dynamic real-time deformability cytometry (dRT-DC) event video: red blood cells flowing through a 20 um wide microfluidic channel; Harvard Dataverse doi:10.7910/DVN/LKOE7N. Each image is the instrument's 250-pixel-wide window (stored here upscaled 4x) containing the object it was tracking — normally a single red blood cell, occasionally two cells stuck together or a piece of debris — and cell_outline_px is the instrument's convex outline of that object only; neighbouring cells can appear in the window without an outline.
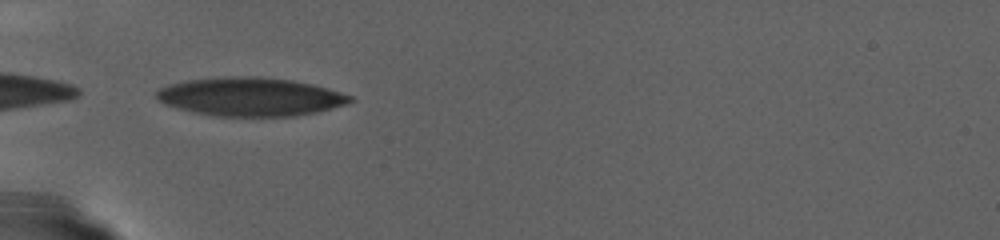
{"species": "human", "species_latin": "Homo sapiens", "temperature_condition": "warm", "stored_images_in_passage": 64, "camera_frame_rate_fps": 3000, "um_per_image_px": 0.085, "donor": {"sex": "female"}, "frame": {"image": 1, "passage_image": 1, "time_ms": 0.0, "image_size_px": [1000, 240], "cell_outline_px": [[356, 100], [348, 104], [316, 112], [296, 116], [212, 116], [192, 112], [176, 108], [164, 104], [156, 96], [156, 92], [160, 88], [168, 84], [188, 80], [232, 76], [260, 76], [292, 80], [312, 84], [328, 88], [352, 96]], "centroid_in_image_um": [21.3, 8.23], "position_along_channel_um": 63.7, "area_um2": 43.7}}
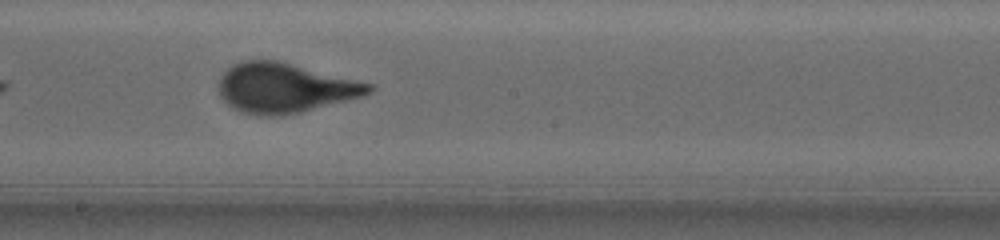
{"frame": {"image": 2, "passage_image": 25, "time_ms": 8.0, "image_size_px": [1000, 240], "cell_outline_px": [[376, 88], [372, 92], [364, 96], [300, 112], [280, 116], [256, 116], [240, 112], [232, 108], [220, 96], [220, 76], [228, 68], [244, 60], [276, 60], [372, 84]], "centroid_in_image_um": [24.2, 7.49], "position_along_channel_um": 224.0, "area_um2": 43.23}}
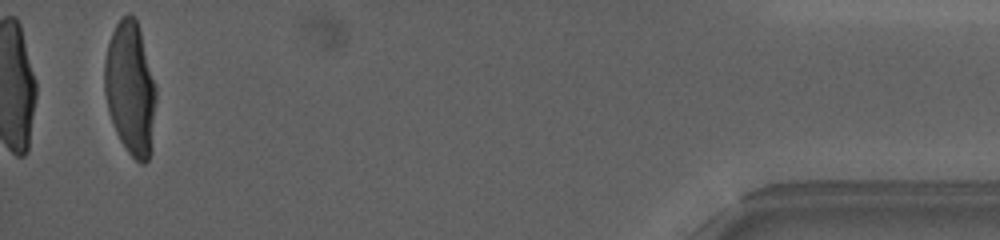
{"frame": {"image": 3, "passage_image": 64, "time_ms": 21.0, "image_size_px": [1000, 240], "cell_outline_px": [[156, 96], [152, 152], [148, 160], [144, 164], [140, 164], [128, 152], [120, 140], [116, 132], [108, 108], [104, 92], [104, 60], [108, 44], [112, 32], [116, 24], [128, 12], [136, 20], [140, 32], [156, 88]], "centroid_in_image_um": [11.08, 7.57], "position_along_channel_um": 424.1, "area_um2": 39.82}}